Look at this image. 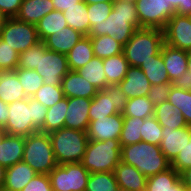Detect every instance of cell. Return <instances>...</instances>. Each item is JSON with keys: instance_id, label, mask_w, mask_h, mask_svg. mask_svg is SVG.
I'll list each match as a JSON object with an SVG mask.
<instances>
[{"instance_id": "603a6c76", "label": "cell", "mask_w": 191, "mask_h": 191, "mask_svg": "<svg viewBox=\"0 0 191 191\" xmlns=\"http://www.w3.org/2000/svg\"><path fill=\"white\" fill-rule=\"evenodd\" d=\"M25 137L5 134L0 142V164L10 167L23 159Z\"/></svg>"}, {"instance_id": "7dc6e473", "label": "cell", "mask_w": 191, "mask_h": 191, "mask_svg": "<svg viewBox=\"0 0 191 191\" xmlns=\"http://www.w3.org/2000/svg\"><path fill=\"white\" fill-rule=\"evenodd\" d=\"M171 167L179 174L185 169L191 167V140L178 153L175 159L171 162Z\"/></svg>"}, {"instance_id": "be15d7a7", "label": "cell", "mask_w": 191, "mask_h": 191, "mask_svg": "<svg viewBox=\"0 0 191 191\" xmlns=\"http://www.w3.org/2000/svg\"><path fill=\"white\" fill-rule=\"evenodd\" d=\"M122 1H127V2L135 3L137 0H122Z\"/></svg>"}, {"instance_id": "680465c9", "label": "cell", "mask_w": 191, "mask_h": 191, "mask_svg": "<svg viewBox=\"0 0 191 191\" xmlns=\"http://www.w3.org/2000/svg\"><path fill=\"white\" fill-rule=\"evenodd\" d=\"M7 19L8 17L6 16V14L2 10H0V29L5 24Z\"/></svg>"}, {"instance_id": "74e56055", "label": "cell", "mask_w": 191, "mask_h": 191, "mask_svg": "<svg viewBox=\"0 0 191 191\" xmlns=\"http://www.w3.org/2000/svg\"><path fill=\"white\" fill-rule=\"evenodd\" d=\"M143 123L144 119L142 118L124 117L123 127L119 138L120 145L126 146L142 141L140 131L142 130Z\"/></svg>"}, {"instance_id": "5bb4252c", "label": "cell", "mask_w": 191, "mask_h": 191, "mask_svg": "<svg viewBox=\"0 0 191 191\" xmlns=\"http://www.w3.org/2000/svg\"><path fill=\"white\" fill-rule=\"evenodd\" d=\"M162 59L172 84H187L188 52L163 44Z\"/></svg>"}, {"instance_id": "94428289", "label": "cell", "mask_w": 191, "mask_h": 191, "mask_svg": "<svg viewBox=\"0 0 191 191\" xmlns=\"http://www.w3.org/2000/svg\"><path fill=\"white\" fill-rule=\"evenodd\" d=\"M5 134H6V132L2 128H0V142L3 139Z\"/></svg>"}, {"instance_id": "4fadbf2b", "label": "cell", "mask_w": 191, "mask_h": 191, "mask_svg": "<svg viewBox=\"0 0 191 191\" xmlns=\"http://www.w3.org/2000/svg\"><path fill=\"white\" fill-rule=\"evenodd\" d=\"M165 44L191 51V21L189 16L174 14L164 28Z\"/></svg>"}, {"instance_id": "ab89813d", "label": "cell", "mask_w": 191, "mask_h": 191, "mask_svg": "<svg viewBox=\"0 0 191 191\" xmlns=\"http://www.w3.org/2000/svg\"><path fill=\"white\" fill-rule=\"evenodd\" d=\"M15 72L28 98L33 97L44 84L42 77L35 70L16 69Z\"/></svg>"}, {"instance_id": "8fae6325", "label": "cell", "mask_w": 191, "mask_h": 191, "mask_svg": "<svg viewBox=\"0 0 191 191\" xmlns=\"http://www.w3.org/2000/svg\"><path fill=\"white\" fill-rule=\"evenodd\" d=\"M135 4L141 28L164 30L175 14V8L166 0H137Z\"/></svg>"}, {"instance_id": "91938a15", "label": "cell", "mask_w": 191, "mask_h": 191, "mask_svg": "<svg viewBox=\"0 0 191 191\" xmlns=\"http://www.w3.org/2000/svg\"><path fill=\"white\" fill-rule=\"evenodd\" d=\"M82 1L85 2L87 5H91L98 2H114L115 0H82Z\"/></svg>"}, {"instance_id": "83f0119b", "label": "cell", "mask_w": 191, "mask_h": 191, "mask_svg": "<svg viewBox=\"0 0 191 191\" xmlns=\"http://www.w3.org/2000/svg\"><path fill=\"white\" fill-rule=\"evenodd\" d=\"M66 56L70 70L77 71L84 67L94 57L91 38L84 36Z\"/></svg>"}, {"instance_id": "9c48e42d", "label": "cell", "mask_w": 191, "mask_h": 191, "mask_svg": "<svg viewBox=\"0 0 191 191\" xmlns=\"http://www.w3.org/2000/svg\"><path fill=\"white\" fill-rule=\"evenodd\" d=\"M0 38L19 53L40 42L36 26L15 17L8 18L1 27Z\"/></svg>"}, {"instance_id": "3957f363", "label": "cell", "mask_w": 191, "mask_h": 191, "mask_svg": "<svg viewBox=\"0 0 191 191\" xmlns=\"http://www.w3.org/2000/svg\"><path fill=\"white\" fill-rule=\"evenodd\" d=\"M164 43L163 30L141 28L123 46V53L129 66L140 67L142 63L157 55Z\"/></svg>"}, {"instance_id": "7a4b0ae2", "label": "cell", "mask_w": 191, "mask_h": 191, "mask_svg": "<svg viewBox=\"0 0 191 191\" xmlns=\"http://www.w3.org/2000/svg\"><path fill=\"white\" fill-rule=\"evenodd\" d=\"M121 162L134 166L146 178L171 167L160 147L145 141L121 146Z\"/></svg>"}, {"instance_id": "ee69618b", "label": "cell", "mask_w": 191, "mask_h": 191, "mask_svg": "<svg viewBox=\"0 0 191 191\" xmlns=\"http://www.w3.org/2000/svg\"><path fill=\"white\" fill-rule=\"evenodd\" d=\"M19 52L0 38V70H16Z\"/></svg>"}, {"instance_id": "816d5d0a", "label": "cell", "mask_w": 191, "mask_h": 191, "mask_svg": "<svg viewBox=\"0 0 191 191\" xmlns=\"http://www.w3.org/2000/svg\"><path fill=\"white\" fill-rule=\"evenodd\" d=\"M166 3L175 8L177 15H191V0H166Z\"/></svg>"}, {"instance_id": "11a10c76", "label": "cell", "mask_w": 191, "mask_h": 191, "mask_svg": "<svg viewBox=\"0 0 191 191\" xmlns=\"http://www.w3.org/2000/svg\"><path fill=\"white\" fill-rule=\"evenodd\" d=\"M180 178L186 187L187 191H191V167L180 173Z\"/></svg>"}, {"instance_id": "f1b7e54d", "label": "cell", "mask_w": 191, "mask_h": 191, "mask_svg": "<svg viewBox=\"0 0 191 191\" xmlns=\"http://www.w3.org/2000/svg\"><path fill=\"white\" fill-rule=\"evenodd\" d=\"M77 73L98 91L104 90L109 85L105 76L103 60L96 56L85 64L84 67L78 69Z\"/></svg>"}, {"instance_id": "db71d44e", "label": "cell", "mask_w": 191, "mask_h": 191, "mask_svg": "<svg viewBox=\"0 0 191 191\" xmlns=\"http://www.w3.org/2000/svg\"><path fill=\"white\" fill-rule=\"evenodd\" d=\"M8 104L0 99V128L4 129L8 120Z\"/></svg>"}, {"instance_id": "52a82bcc", "label": "cell", "mask_w": 191, "mask_h": 191, "mask_svg": "<svg viewBox=\"0 0 191 191\" xmlns=\"http://www.w3.org/2000/svg\"><path fill=\"white\" fill-rule=\"evenodd\" d=\"M48 175L53 191H85L90 172L75 162L58 164Z\"/></svg>"}, {"instance_id": "9f6ffc18", "label": "cell", "mask_w": 191, "mask_h": 191, "mask_svg": "<svg viewBox=\"0 0 191 191\" xmlns=\"http://www.w3.org/2000/svg\"><path fill=\"white\" fill-rule=\"evenodd\" d=\"M187 84L191 86V51H188Z\"/></svg>"}, {"instance_id": "277c9868", "label": "cell", "mask_w": 191, "mask_h": 191, "mask_svg": "<svg viewBox=\"0 0 191 191\" xmlns=\"http://www.w3.org/2000/svg\"><path fill=\"white\" fill-rule=\"evenodd\" d=\"M57 164L81 162L88 143L87 132L61 128L49 133Z\"/></svg>"}, {"instance_id": "6da1fadb", "label": "cell", "mask_w": 191, "mask_h": 191, "mask_svg": "<svg viewBox=\"0 0 191 191\" xmlns=\"http://www.w3.org/2000/svg\"><path fill=\"white\" fill-rule=\"evenodd\" d=\"M138 29H141V26L136 4L115 0L108 18L100 25H93L88 36L109 35L124 46Z\"/></svg>"}, {"instance_id": "ba28073f", "label": "cell", "mask_w": 191, "mask_h": 191, "mask_svg": "<svg viewBox=\"0 0 191 191\" xmlns=\"http://www.w3.org/2000/svg\"><path fill=\"white\" fill-rule=\"evenodd\" d=\"M35 71L46 85L61 86L63 77L70 71L66 54L54 52L39 42V61Z\"/></svg>"}, {"instance_id": "8992f818", "label": "cell", "mask_w": 191, "mask_h": 191, "mask_svg": "<svg viewBox=\"0 0 191 191\" xmlns=\"http://www.w3.org/2000/svg\"><path fill=\"white\" fill-rule=\"evenodd\" d=\"M22 161L37 174H49L58 165L49 134L38 131L26 136Z\"/></svg>"}, {"instance_id": "60d3db41", "label": "cell", "mask_w": 191, "mask_h": 191, "mask_svg": "<svg viewBox=\"0 0 191 191\" xmlns=\"http://www.w3.org/2000/svg\"><path fill=\"white\" fill-rule=\"evenodd\" d=\"M47 108L65 98L62 86L43 84L32 97Z\"/></svg>"}, {"instance_id": "9a60e30c", "label": "cell", "mask_w": 191, "mask_h": 191, "mask_svg": "<svg viewBox=\"0 0 191 191\" xmlns=\"http://www.w3.org/2000/svg\"><path fill=\"white\" fill-rule=\"evenodd\" d=\"M124 117L122 113L105 116L90 121L87 131L88 140L105 141L108 139L119 140L123 127Z\"/></svg>"}, {"instance_id": "4dcf8cb0", "label": "cell", "mask_w": 191, "mask_h": 191, "mask_svg": "<svg viewBox=\"0 0 191 191\" xmlns=\"http://www.w3.org/2000/svg\"><path fill=\"white\" fill-rule=\"evenodd\" d=\"M102 60L107 83L109 85H118L125 78L128 68L130 67L124 53Z\"/></svg>"}, {"instance_id": "6f0895ef", "label": "cell", "mask_w": 191, "mask_h": 191, "mask_svg": "<svg viewBox=\"0 0 191 191\" xmlns=\"http://www.w3.org/2000/svg\"><path fill=\"white\" fill-rule=\"evenodd\" d=\"M6 168L0 164V190L3 187L5 181Z\"/></svg>"}, {"instance_id": "f907efd6", "label": "cell", "mask_w": 191, "mask_h": 191, "mask_svg": "<svg viewBox=\"0 0 191 191\" xmlns=\"http://www.w3.org/2000/svg\"><path fill=\"white\" fill-rule=\"evenodd\" d=\"M23 0H0V10H2L8 18H13L18 14Z\"/></svg>"}, {"instance_id": "7c38bea8", "label": "cell", "mask_w": 191, "mask_h": 191, "mask_svg": "<svg viewBox=\"0 0 191 191\" xmlns=\"http://www.w3.org/2000/svg\"><path fill=\"white\" fill-rule=\"evenodd\" d=\"M8 120L3 129L8 135L28 136L38 130L32 124V97L8 104Z\"/></svg>"}, {"instance_id": "f5cc1de1", "label": "cell", "mask_w": 191, "mask_h": 191, "mask_svg": "<svg viewBox=\"0 0 191 191\" xmlns=\"http://www.w3.org/2000/svg\"><path fill=\"white\" fill-rule=\"evenodd\" d=\"M81 0H52L55 10L63 12L72 6H78Z\"/></svg>"}, {"instance_id": "ac0fdd59", "label": "cell", "mask_w": 191, "mask_h": 191, "mask_svg": "<svg viewBox=\"0 0 191 191\" xmlns=\"http://www.w3.org/2000/svg\"><path fill=\"white\" fill-rule=\"evenodd\" d=\"M128 99L147 96L151 83L139 67L128 68L125 78L118 84Z\"/></svg>"}, {"instance_id": "d4e9b609", "label": "cell", "mask_w": 191, "mask_h": 191, "mask_svg": "<svg viewBox=\"0 0 191 191\" xmlns=\"http://www.w3.org/2000/svg\"><path fill=\"white\" fill-rule=\"evenodd\" d=\"M145 191H187L180 174L172 167L147 178Z\"/></svg>"}, {"instance_id": "2e32d148", "label": "cell", "mask_w": 191, "mask_h": 191, "mask_svg": "<svg viewBox=\"0 0 191 191\" xmlns=\"http://www.w3.org/2000/svg\"><path fill=\"white\" fill-rule=\"evenodd\" d=\"M91 102L92 99L84 97L68 98L64 128L87 132L90 124L88 112Z\"/></svg>"}, {"instance_id": "e575fe53", "label": "cell", "mask_w": 191, "mask_h": 191, "mask_svg": "<svg viewBox=\"0 0 191 191\" xmlns=\"http://www.w3.org/2000/svg\"><path fill=\"white\" fill-rule=\"evenodd\" d=\"M67 107L68 98L66 97L49 107L47 109L44 127L40 131L49 134L53 131L64 128Z\"/></svg>"}, {"instance_id": "836d02e7", "label": "cell", "mask_w": 191, "mask_h": 191, "mask_svg": "<svg viewBox=\"0 0 191 191\" xmlns=\"http://www.w3.org/2000/svg\"><path fill=\"white\" fill-rule=\"evenodd\" d=\"M139 68L144 72L151 85L171 83L162 59L161 51L157 55L152 56V59L142 63Z\"/></svg>"}, {"instance_id": "7402d4cb", "label": "cell", "mask_w": 191, "mask_h": 191, "mask_svg": "<svg viewBox=\"0 0 191 191\" xmlns=\"http://www.w3.org/2000/svg\"><path fill=\"white\" fill-rule=\"evenodd\" d=\"M85 35L66 26L58 32L48 36L43 43L46 48L54 52L67 54Z\"/></svg>"}, {"instance_id": "ffe728a7", "label": "cell", "mask_w": 191, "mask_h": 191, "mask_svg": "<svg viewBox=\"0 0 191 191\" xmlns=\"http://www.w3.org/2000/svg\"><path fill=\"white\" fill-rule=\"evenodd\" d=\"M62 90L66 98L84 97L93 99L98 90L91 85L87 80L77 73L70 70L62 79Z\"/></svg>"}, {"instance_id": "4316f807", "label": "cell", "mask_w": 191, "mask_h": 191, "mask_svg": "<svg viewBox=\"0 0 191 191\" xmlns=\"http://www.w3.org/2000/svg\"><path fill=\"white\" fill-rule=\"evenodd\" d=\"M167 101L181 112L187 126L191 127V86L188 84H173Z\"/></svg>"}, {"instance_id": "c3c4849f", "label": "cell", "mask_w": 191, "mask_h": 191, "mask_svg": "<svg viewBox=\"0 0 191 191\" xmlns=\"http://www.w3.org/2000/svg\"><path fill=\"white\" fill-rule=\"evenodd\" d=\"M21 191H53L48 174H36Z\"/></svg>"}, {"instance_id": "5b68a950", "label": "cell", "mask_w": 191, "mask_h": 191, "mask_svg": "<svg viewBox=\"0 0 191 191\" xmlns=\"http://www.w3.org/2000/svg\"><path fill=\"white\" fill-rule=\"evenodd\" d=\"M121 162V145L119 140H88L82 165L90 173L113 172Z\"/></svg>"}, {"instance_id": "f35d334b", "label": "cell", "mask_w": 191, "mask_h": 191, "mask_svg": "<svg viewBox=\"0 0 191 191\" xmlns=\"http://www.w3.org/2000/svg\"><path fill=\"white\" fill-rule=\"evenodd\" d=\"M119 185L114 172L90 173L85 191H117Z\"/></svg>"}, {"instance_id": "44dd1931", "label": "cell", "mask_w": 191, "mask_h": 191, "mask_svg": "<svg viewBox=\"0 0 191 191\" xmlns=\"http://www.w3.org/2000/svg\"><path fill=\"white\" fill-rule=\"evenodd\" d=\"M113 172L120 188L132 191L146 190L147 178L134 166L120 162Z\"/></svg>"}, {"instance_id": "8d00e7d4", "label": "cell", "mask_w": 191, "mask_h": 191, "mask_svg": "<svg viewBox=\"0 0 191 191\" xmlns=\"http://www.w3.org/2000/svg\"><path fill=\"white\" fill-rule=\"evenodd\" d=\"M155 106L147 96L127 100L122 112L123 117L148 118L154 115Z\"/></svg>"}, {"instance_id": "bcb514c9", "label": "cell", "mask_w": 191, "mask_h": 191, "mask_svg": "<svg viewBox=\"0 0 191 191\" xmlns=\"http://www.w3.org/2000/svg\"><path fill=\"white\" fill-rule=\"evenodd\" d=\"M172 85V83L151 85L147 97L154 104L155 107L161 105L163 102L168 100L169 92Z\"/></svg>"}, {"instance_id": "cb8c5ba5", "label": "cell", "mask_w": 191, "mask_h": 191, "mask_svg": "<svg viewBox=\"0 0 191 191\" xmlns=\"http://www.w3.org/2000/svg\"><path fill=\"white\" fill-rule=\"evenodd\" d=\"M27 98L15 70H0V99L11 104Z\"/></svg>"}, {"instance_id": "b9f144b4", "label": "cell", "mask_w": 191, "mask_h": 191, "mask_svg": "<svg viewBox=\"0 0 191 191\" xmlns=\"http://www.w3.org/2000/svg\"><path fill=\"white\" fill-rule=\"evenodd\" d=\"M140 135L142 141L153 145H160L162 140V126L156 120L154 115L144 119Z\"/></svg>"}, {"instance_id": "7bdbcfd3", "label": "cell", "mask_w": 191, "mask_h": 191, "mask_svg": "<svg viewBox=\"0 0 191 191\" xmlns=\"http://www.w3.org/2000/svg\"><path fill=\"white\" fill-rule=\"evenodd\" d=\"M113 8V2H98L87 5L90 29L93 25H100L108 18Z\"/></svg>"}, {"instance_id": "30bf717a", "label": "cell", "mask_w": 191, "mask_h": 191, "mask_svg": "<svg viewBox=\"0 0 191 191\" xmlns=\"http://www.w3.org/2000/svg\"><path fill=\"white\" fill-rule=\"evenodd\" d=\"M127 100L119 85H108L104 90L98 91L92 99L88 112L90 121L122 113Z\"/></svg>"}, {"instance_id": "681fc988", "label": "cell", "mask_w": 191, "mask_h": 191, "mask_svg": "<svg viewBox=\"0 0 191 191\" xmlns=\"http://www.w3.org/2000/svg\"><path fill=\"white\" fill-rule=\"evenodd\" d=\"M47 107L32 98V124L40 131L44 127Z\"/></svg>"}, {"instance_id": "d6986e66", "label": "cell", "mask_w": 191, "mask_h": 191, "mask_svg": "<svg viewBox=\"0 0 191 191\" xmlns=\"http://www.w3.org/2000/svg\"><path fill=\"white\" fill-rule=\"evenodd\" d=\"M36 174L35 170L23 161L7 167L1 191H21Z\"/></svg>"}, {"instance_id": "f546056e", "label": "cell", "mask_w": 191, "mask_h": 191, "mask_svg": "<svg viewBox=\"0 0 191 191\" xmlns=\"http://www.w3.org/2000/svg\"><path fill=\"white\" fill-rule=\"evenodd\" d=\"M67 25L74 30L79 31L85 36L90 32V21L88 18L87 4L82 0L78 2V6L67 8L63 12Z\"/></svg>"}, {"instance_id": "f6af8a7d", "label": "cell", "mask_w": 191, "mask_h": 191, "mask_svg": "<svg viewBox=\"0 0 191 191\" xmlns=\"http://www.w3.org/2000/svg\"><path fill=\"white\" fill-rule=\"evenodd\" d=\"M39 61V43L19 53L17 69L35 70Z\"/></svg>"}, {"instance_id": "484cf974", "label": "cell", "mask_w": 191, "mask_h": 191, "mask_svg": "<svg viewBox=\"0 0 191 191\" xmlns=\"http://www.w3.org/2000/svg\"><path fill=\"white\" fill-rule=\"evenodd\" d=\"M53 10L55 8L52 0H23L15 18L19 21L35 25Z\"/></svg>"}, {"instance_id": "6125c7cd", "label": "cell", "mask_w": 191, "mask_h": 191, "mask_svg": "<svg viewBox=\"0 0 191 191\" xmlns=\"http://www.w3.org/2000/svg\"><path fill=\"white\" fill-rule=\"evenodd\" d=\"M117 191H132V190H129V189H124V188H118Z\"/></svg>"}, {"instance_id": "d6a6232c", "label": "cell", "mask_w": 191, "mask_h": 191, "mask_svg": "<svg viewBox=\"0 0 191 191\" xmlns=\"http://www.w3.org/2000/svg\"><path fill=\"white\" fill-rule=\"evenodd\" d=\"M40 41H44L48 36L58 32L68 26L63 13L53 10L46 14L38 23L35 24Z\"/></svg>"}, {"instance_id": "d590c367", "label": "cell", "mask_w": 191, "mask_h": 191, "mask_svg": "<svg viewBox=\"0 0 191 191\" xmlns=\"http://www.w3.org/2000/svg\"><path fill=\"white\" fill-rule=\"evenodd\" d=\"M92 41L94 56L104 59L123 53V46L109 35L89 36Z\"/></svg>"}, {"instance_id": "1f68e13d", "label": "cell", "mask_w": 191, "mask_h": 191, "mask_svg": "<svg viewBox=\"0 0 191 191\" xmlns=\"http://www.w3.org/2000/svg\"><path fill=\"white\" fill-rule=\"evenodd\" d=\"M154 116L161 126H168L169 129H179L187 126L181 112L168 101L155 107Z\"/></svg>"}, {"instance_id": "e0dca14e", "label": "cell", "mask_w": 191, "mask_h": 191, "mask_svg": "<svg viewBox=\"0 0 191 191\" xmlns=\"http://www.w3.org/2000/svg\"><path fill=\"white\" fill-rule=\"evenodd\" d=\"M190 140V126L179 129H169L168 126H162V140L159 147L166 158L172 162Z\"/></svg>"}]
</instances>
